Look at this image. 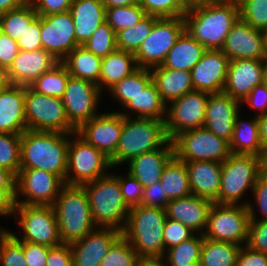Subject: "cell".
I'll return each instance as SVG.
<instances>
[{
  "instance_id": "1",
  "label": "cell",
  "mask_w": 267,
  "mask_h": 266,
  "mask_svg": "<svg viewBox=\"0 0 267 266\" xmlns=\"http://www.w3.org/2000/svg\"><path fill=\"white\" fill-rule=\"evenodd\" d=\"M236 1L216 0L190 8L184 15L185 30L207 50H220L238 20Z\"/></svg>"
},
{
  "instance_id": "2",
  "label": "cell",
  "mask_w": 267,
  "mask_h": 266,
  "mask_svg": "<svg viewBox=\"0 0 267 266\" xmlns=\"http://www.w3.org/2000/svg\"><path fill=\"white\" fill-rule=\"evenodd\" d=\"M71 133L25 130L21 134L20 169H39L64 183Z\"/></svg>"
},
{
  "instance_id": "3",
  "label": "cell",
  "mask_w": 267,
  "mask_h": 266,
  "mask_svg": "<svg viewBox=\"0 0 267 266\" xmlns=\"http://www.w3.org/2000/svg\"><path fill=\"white\" fill-rule=\"evenodd\" d=\"M165 209L139 205L130 208L122 235L139 258H164Z\"/></svg>"
},
{
  "instance_id": "4",
  "label": "cell",
  "mask_w": 267,
  "mask_h": 266,
  "mask_svg": "<svg viewBox=\"0 0 267 266\" xmlns=\"http://www.w3.org/2000/svg\"><path fill=\"white\" fill-rule=\"evenodd\" d=\"M52 206L62 243L70 244L82 239L97 228L83 186L65 184Z\"/></svg>"
},
{
  "instance_id": "5",
  "label": "cell",
  "mask_w": 267,
  "mask_h": 266,
  "mask_svg": "<svg viewBox=\"0 0 267 266\" xmlns=\"http://www.w3.org/2000/svg\"><path fill=\"white\" fill-rule=\"evenodd\" d=\"M82 186L88 195L94 224L122 232L130 209L124 202L118 175L108 173Z\"/></svg>"
},
{
  "instance_id": "6",
  "label": "cell",
  "mask_w": 267,
  "mask_h": 266,
  "mask_svg": "<svg viewBox=\"0 0 267 266\" xmlns=\"http://www.w3.org/2000/svg\"><path fill=\"white\" fill-rule=\"evenodd\" d=\"M168 140L164 120L124 117L116 152L110 158L111 165L113 168L123 166L142 153L161 148Z\"/></svg>"
},
{
  "instance_id": "7",
  "label": "cell",
  "mask_w": 267,
  "mask_h": 266,
  "mask_svg": "<svg viewBox=\"0 0 267 266\" xmlns=\"http://www.w3.org/2000/svg\"><path fill=\"white\" fill-rule=\"evenodd\" d=\"M263 171V158L251 154H233L222 163L219 204H242L239 201L253 189L258 175Z\"/></svg>"
},
{
  "instance_id": "8",
  "label": "cell",
  "mask_w": 267,
  "mask_h": 266,
  "mask_svg": "<svg viewBox=\"0 0 267 266\" xmlns=\"http://www.w3.org/2000/svg\"><path fill=\"white\" fill-rule=\"evenodd\" d=\"M71 136L65 184L82 186L108 174L106 170L113 168L110 158L82 139L76 132L71 133Z\"/></svg>"
},
{
  "instance_id": "9",
  "label": "cell",
  "mask_w": 267,
  "mask_h": 266,
  "mask_svg": "<svg viewBox=\"0 0 267 266\" xmlns=\"http://www.w3.org/2000/svg\"><path fill=\"white\" fill-rule=\"evenodd\" d=\"M18 214L16 223L22 228V237L10 232L18 241H26L48 247L62 244L53 206L14 204L10 215Z\"/></svg>"
},
{
  "instance_id": "10",
  "label": "cell",
  "mask_w": 267,
  "mask_h": 266,
  "mask_svg": "<svg viewBox=\"0 0 267 266\" xmlns=\"http://www.w3.org/2000/svg\"><path fill=\"white\" fill-rule=\"evenodd\" d=\"M250 221L246 205L214 202L203 236L215 241L246 245Z\"/></svg>"
},
{
  "instance_id": "11",
  "label": "cell",
  "mask_w": 267,
  "mask_h": 266,
  "mask_svg": "<svg viewBox=\"0 0 267 266\" xmlns=\"http://www.w3.org/2000/svg\"><path fill=\"white\" fill-rule=\"evenodd\" d=\"M25 118L33 131L74 133L61 98L36 93L25 86Z\"/></svg>"
},
{
  "instance_id": "12",
  "label": "cell",
  "mask_w": 267,
  "mask_h": 266,
  "mask_svg": "<svg viewBox=\"0 0 267 266\" xmlns=\"http://www.w3.org/2000/svg\"><path fill=\"white\" fill-rule=\"evenodd\" d=\"M184 30L183 16L157 18L150 34L134 54L138 67L152 69L161 66Z\"/></svg>"
},
{
  "instance_id": "13",
  "label": "cell",
  "mask_w": 267,
  "mask_h": 266,
  "mask_svg": "<svg viewBox=\"0 0 267 266\" xmlns=\"http://www.w3.org/2000/svg\"><path fill=\"white\" fill-rule=\"evenodd\" d=\"M172 141L175 155L183 161L223 163L231 154L229 142L205 127L183 131Z\"/></svg>"
},
{
  "instance_id": "14",
  "label": "cell",
  "mask_w": 267,
  "mask_h": 266,
  "mask_svg": "<svg viewBox=\"0 0 267 266\" xmlns=\"http://www.w3.org/2000/svg\"><path fill=\"white\" fill-rule=\"evenodd\" d=\"M209 95L210 93L194 90L167 105L165 129L169 140L183 131L204 127Z\"/></svg>"
},
{
  "instance_id": "15",
  "label": "cell",
  "mask_w": 267,
  "mask_h": 266,
  "mask_svg": "<svg viewBox=\"0 0 267 266\" xmlns=\"http://www.w3.org/2000/svg\"><path fill=\"white\" fill-rule=\"evenodd\" d=\"M65 183L55 174L39 169H20L16 176L14 204L52 206ZM25 196L19 200L20 196Z\"/></svg>"
},
{
  "instance_id": "16",
  "label": "cell",
  "mask_w": 267,
  "mask_h": 266,
  "mask_svg": "<svg viewBox=\"0 0 267 266\" xmlns=\"http://www.w3.org/2000/svg\"><path fill=\"white\" fill-rule=\"evenodd\" d=\"M101 95L102 92L98 85L83 79L69 77L61 99L69 123L76 130L97 115Z\"/></svg>"
},
{
  "instance_id": "17",
  "label": "cell",
  "mask_w": 267,
  "mask_h": 266,
  "mask_svg": "<svg viewBox=\"0 0 267 266\" xmlns=\"http://www.w3.org/2000/svg\"><path fill=\"white\" fill-rule=\"evenodd\" d=\"M74 22L69 11L40 16L42 47L61 62L77 46Z\"/></svg>"
},
{
  "instance_id": "18",
  "label": "cell",
  "mask_w": 267,
  "mask_h": 266,
  "mask_svg": "<svg viewBox=\"0 0 267 266\" xmlns=\"http://www.w3.org/2000/svg\"><path fill=\"white\" fill-rule=\"evenodd\" d=\"M123 122L124 116L120 114V111L99 113L82 124L76 133L111 158L116 152Z\"/></svg>"
},
{
  "instance_id": "19",
  "label": "cell",
  "mask_w": 267,
  "mask_h": 266,
  "mask_svg": "<svg viewBox=\"0 0 267 266\" xmlns=\"http://www.w3.org/2000/svg\"><path fill=\"white\" fill-rule=\"evenodd\" d=\"M266 60H230L223 92L240 103L257 85L266 81Z\"/></svg>"
},
{
  "instance_id": "20",
  "label": "cell",
  "mask_w": 267,
  "mask_h": 266,
  "mask_svg": "<svg viewBox=\"0 0 267 266\" xmlns=\"http://www.w3.org/2000/svg\"><path fill=\"white\" fill-rule=\"evenodd\" d=\"M230 60H266L262 31L254 29L240 17L233 24L220 49Z\"/></svg>"
},
{
  "instance_id": "21",
  "label": "cell",
  "mask_w": 267,
  "mask_h": 266,
  "mask_svg": "<svg viewBox=\"0 0 267 266\" xmlns=\"http://www.w3.org/2000/svg\"><path fill=\"white\" fill-rule=\"evenodd\" d=\"M121 236L118 229L97 227L84 238L70 243L73 266H99Z\"/></svg>"
},
{
  "instance_id": "22",
  "label": "cell",
  "mask_w": 267,
  "mask_h": 266,
  "mask_svg": "<svg viewBox=\"0 0 267 266\" xmlns=\"http://www.w3.org/2000/svg\"><path fill=\"white\" fill-rule=\"evenodd\" d=\"M229 61L221 50H206L191 69L194 90L210 94L223 92Z\"/></svg>"
},
{
  "instance_id": "23",
  "label": "cell",
  "mask_w": 267,
  "mask_h": 266,
  "mask_svg": "<svg viewBox=\"0 0 267 266\" xmlns=\"http://www.w3.org/2000/svg\"><path fill=\"white\" fill-rule=\"evenodd\" d=\"M241 103L228 94L213 93L208 97L204 127L228 142L232 139Z\"/></svg>"
},
{
  "instance_id": "24",
  "label": "cell",
  "mask_w": 267,
  "mask_h": 266,
  "mask_svg": "<svg viewBox=\"0 0 267 266\" xmlns=\"http://www.w3.org/2000/svg\"><path fill=\"white\" fill-rule=\"evenodd\" d=\"M58 63L59 61L44 49L20 50L8 69V78L11 85L29 86Z\"/></svg>"
},
{
  "instance_id": "25",
  "label": "cell",
  "mask_w": 267,
  "mask_h": 266,
  "mask_svg": "<svg viewBox=\"0 0 267 266\" xmlns=\"http://www.w3.org/2000/svg\"><path fill=\"white\" fill-rule=\"evenodd\" d=\"M213 201L190 194L170 200L165 208L169 219L189 227L196 234H203Z\"/></svg>"
},
{
  "instance_id": "26",
  "label": "cell",
  "mask_w": 267,
  "mask_h": 266,
  "mask_svg": "<svg viewBox=\"0 0 267 266\" xmlns=\"http://www.w3.org/2000/svg\"><path fill=\"white\" fill-rule=\"evenodd\" d=\"M175 155L174 144L168 140L161 148L142 153L128 163V173L145 188L160 181L164 167Z\"/></svg>"
},
{
  "instance_id": "27",
  "label": "cell",
  "mask_w": 267,
  "mask_h": 266,
  "mask_svg": "<svg viewBox=\"0 0 267 266\" xmlns=\"http://www.w3.org/2000/svg\"><path fill=\"white\" fill-rule=\"evenodd\" d=\"M25 130V86L10 85L0 91V132L22 134Z\"/></svg>"
},
{
  "instance_id": "28",
  "label": "cell",
  "mask_w": 267,
  "mask_h": 266,
  "mask_svg": "<svg viewBox=\"0 0 267 266\" xmlns=\"http://www.w3.org/2000/svg\"><path fill=\"white\" fill-rule=\"evenodd\" d=\"M193 195L215 201L219 195L222 163L184 161Z\"/></svg>"
},
{
  "instance_id": "29",
  "label": "cell",
  "mask_w": 267,
  "mask_h": 266,
  "mask_svg": "<svg viewBox=\"0 0 267 266\" xmlns=\"http://www.w3.org/2000/svg\"><path fill=\"white\" fill-rule=\"evenodd\" d=\"M74 22L78 45H83L106 21V8L103 0H73L69 9Z\"/></svg>"
},
{
  "instance_id": "30",
  "label": "cell",
  "mask_w": 267,
  "mask_h": 266,
  "mask_svg": "<svg viewBox=\"0 0 267 266\" xmlns=\"http://www.w3.org/2000/svg\"><path fill=\"white\" fill-rule=\"evenodd\" d=\"M162 101L168 105L184 94L194 91L191 71L157 66L150 69Z\"/></svg>"
},
{
  "instance_id": "31",
  "label": "cell",
  "mask_w": 267,
  "mask_h": 266,
  "mask_svg": "<svg viewBox=\"0 0 267 266\" xmlns=\"http://www.w3.org/2000/svg\"><path fill=\"white\" fill-rule=\"evenodd\" d=\"M139 67L134 53L117 49L102 58L99 89L103 93L123 78L132 75Z\"/></svg>"
},
{
  "instance_id": "32",
  "label": "cell",
  "mask_w": 267,
  "mask_h": 266,
  "mask_svg": "<svg viewBox=\"0 0 267 266\" xmlns=\"http://www.w3.org/2000/svg\"><path fill=\"white\" fill-rule=\"evenodd\" d=\"M207 49L193 38L186 30L178 37L169 50L162 67L191 71Z\"/></svg>"
},
{
  "instance_id": "33",
  "label": "cell",
  "mask_w": 267,
  "mask_h": 266,
  "mask_svg": "<svg viewBox=\"0 0 267 266\" xmlns=\"http://www.w3.org/2000/svg\"><path fill=\"white\" fill-rule=\"evenodd\" d=\"M123 107L128 109V114L127 111L126 113L120 112L124 117L131 116L136 118L137 116V118H153L164 121L166 119L167 105L162 101L153 81H151L136 96L132 97ZM129 110H131V112ZM129 112L131 115H129ZM132 112H134V116Z\"/></svg>"
},
{
  "instance_id": "34",
  "label": "cell",
  "mask_w": 267,
  "mask_h": 266,
  "mask_svg": "<svg viewBox=\"0 0 267 266\" xmlns=\"http://www.w3.org/2000/svg\"><path fill=\"white\" fill-rule=\"evenodd\" d=\"M101 62L102 58L88 51L83 45L77 46L61 61L70 76L89 81L98 87Z\"/></svg>"
},
{
  "instance_id": "35",
  "label": "cell",
  "mask_w": 267,
  "mask_h": 266,
  "mask_svg": "<svg viewBox=\"0 0 267 266\" xmlns=\"http://www.w3.org/2000/svg\"><path fill=\"white\" fill-rule=\"evenodd\" d=\"M238 115L235 120L232 139L229 142L230 151L233 154H251L264 157L265 151L261 146L258 119L239 120Z\"/></svg>"
},
{
  "instance_id": "36",
  "label": "cell",
  "mask_w": 267,
  "mask_h": 266,
  "mask_svg": "<svg viewBox=\"0 0 267 266\" xmlns=\"http://www.w3.org/2000/svg\"><path fill=\"white\" fill-rule=\"evenodd\" d=\"M160 183L170 200L192 194L185 162L176 155L164 167Z\"/></svg>"
},
{
  "instance_id": "37",
  "label": "cell",
  "mask_w": 267,
  "mask_h": 266,
  "mask_svg": "<svg viewBox=\"0 0 267 266\" xmlns=\"http://www.w3.org/2000/svg\"><path fill=\"white\" fill-rule=\"evenodd\" d=\"M240 245L204 238L199 266H237Z\"/></svg>"
},
{
  "instance_id": "38",
  "label": "cell",
  "mask_w": 267,
  "mask_h": 266,
  "mask_svg": "<svg viewBox=\"0 0 267 266\" xmlns=\"http://www.w3.org/2000/svg\"><path fill=\"white\" fill-rule=\"evenodd\" d=\"M203 234H195L190 239L166 250L163 259L167 266H199Z\"/></svg>"
},
{
  "instance_id": "39",
  "label": "cell",
  "mask_w": 267,
  "mask_h": 266,
  "mask_svg": "<svg viewBox=\"0 0 267 266\" xmlns=\"http://www.w3.org/2000/svg\"><path fill=\"white\" fill-rule=\"evenodd\" d=\"M38 16L29 2L20 8L3 13L0 15L2 33L17 41Z\"/></svg>"
},
{
  "instance_id": "40",
  "label": "cell",
  "mask_w": 267,
  "mask_h": 266,
  "mask_svg": "<svg viewBox=\"0 0 267 266\" xmlns=\"http://www.w3.org/2000/svg\"><path fill=\"white\" fill-rule=\"evenodd\" d=\"M70 74L59 62L51 70L44 72L29 87L36 93L62 98Z\"/></svg>"
},
{
  "instance_id": "41",
  "label": "cell",
  "mask_w": 267,
  "mask_h": 266,
  "mask_svg": "<svg viewBox=\"0 0 267 266\" xmlns=\"http://www.w3.org/2000/svg\"><path fill=\"white\" fill-rule=\"evenodd\" d=\"M152 81L150 69L139 68L129 77L123 78L108 91L112 98H116L124 106L132 97L136 96Z\"/></svg>"
},
{
  "instance_id": "42",
  "label": "cell",
  "mask_w": 267,
  "mask_h": 266,
  "mask_svg": "<svg viewBox=\"0 0 267 266\" xmlns=\"http://www.w3.org/2000/svg\"><path fill=\"white\" fill-rule=\"evenodd\" d=\"M158 17L147 15L131 28H126L116 34L119 50L136 53L144 39L150 34Z\"/></svg>"
},
{
  "instance_id": "43",
  "label": "cell",
  "mask_w": 267,
  "mask_h": 266,
  "mask_svg": "<svg viewBox=\"0 0 267 266\" xmlns=\"http://www.w3.org/2000/svg\"><path fill=\"white\" fill-rule=\"evenodd\" d=\"M146 16L147 14L139 4L106 8V22L116 34L123 29L133 27Z\"/></svg>"
},
{
  "instance_id": "44",
  "label": "cell",
  "mask_w": 267,
  "mask_h": 266,
  "mask_svg": "<svg viewBox=\"0 0 267 266\" xmlns=\"http://www.w3.org/2000/svg\"><path fill=\"white\" fill-rule=\"evenodd\" d=\"M83 46L100 58L116 51L117 39L116 33L112 27L105 21L96 29L92 36L83 44Z\"/></svg>"
},
{
  "instance_id": "45",
  "label": "cell",
  "mask_w": 267,
  "mask_h": 266,
  "mask_svg": "<svg viewBox=\"0 0 267 266\" xmlns=\"http://www.w3.org/2000/svg\"><path fill=\"white\" fill-rule=\"evenodd\" d=\"M21 134L0 132V167L17 176L20 170Z\"/></svg>"
},
{
  "instance_id": "46",
  "label": "cell",
  "mask_w": 267,
  "mask_h": 266,
  "mask_svg": "<svg viewBox=\"0 0 267 266\" xmlns=\"http://www.w3.org/2000/svg\"><path fill=\"white\" fill-rule=\"evenodd\" d=\"M0 265L28 266L22 244L9 230L0 228Z\"/></svg>"
},
{
  "instance_id": "47",
  "label": "cell",
  "mask_w": 267,
  "mask_h": 266,
  "mask_svg": "<svg viewBox=\"0 0 267 266\" xmlns=\"http://www.w3.org/2000/svg\"><path fill=\"white\" fill-rule=\"evenodd\" d=\"M138 254L122 235L107 252L99 266H136Z\"/></svg>"
},
{
  "instance_id": "48",
  "label": "cell",
  "mask_w": 267,
  "mask_h": 266,
  "mask_svg": "<svg viewBox=\"0 0 267 266\" xmlns=\"http://www.w3.org/2000/svg\"><path fill=\"white\" fill-rule=\"evenodd\" d=\"M239 15L242 20L254 29H267V0H240Z\"/></svg>"
},
{
  "instance_id": "49",
  "label": "cell",
  "mask_w": 267,
  "mask_h": 266,
  "mask_svg": "<svg viewBox=\"0 0 267 266\" xmlns=\"http://www.w3.org/2000/svg\"><path fill=\"white\" fill-rule=\"evenodd\" d=\"M250 202H245L243 205H246L248 208L250 216L248 240L246 246L251 250L266 253L267 254V220H259L260 218L256 217V209Z\"/></svg>"
},
{
  "instance_id": "50",
  "label": "cell",
  "mask_w": 267,
  "mask_h": 266,
  "mask_svg": "<svg viewBox=\"0 0 267 266\" xmlns=\"http://www.w3.org/2000/svg\"><path fill=\"white\" fill-rule=\"evenodd\" d=\"M145 13L158 18L182 17L189 9L181 0H138Z\"/></svg>"
},
{
  "instance_id": "51",
  "label": "cell",
  "mask_w": 267,
  "mask_h": 266,
  "mask_svg": "<svg viewBox=\"0 0 267 266\" xmlns=\"http://www.w3.org/2000/svg\"><path fill=\"white\" fill-rule=\"evenodd\" d=\"M16 176L9 170L0 167V216H10L15 203Z\"/></svg>"
},
{
  "instance_id": "52",
  "label": "cell",
  "mask_w": 267,
  "mask_h": 266,
  "mask_svg": "<svg viewBox=\"0 0 267 266\" xmlns=\"http://www.w3.org/2000/svg\"><path fill=\"white\" fill-rule=\"evenodd\" d=\"M118 175L119 184L125 204L128 208L141 205L144 187L142 183L135 179L130 173L128 175Z\"/></svg>"
},
{
  "instance_id": "53",
  "label": "cell",
  "mask_w": 267,
  "mask_h": 266,
  "mask_svg": "<svg viewBox=\"0 0 267 266\" xmlns=\"http://www.w3.org/2000/svg\"><path fill=\"white\" fill-rule=\"evenodd\" d=\"M194 233L189 227L182 223L166 218L164 225V249L165 251L175 245L193 237Z\"/></svg>"
},
{
  "instance_id": "54",
  "label": "cell",
  "mask_w": 267,
  "mask_h": 266,
  "mask_svg": "<svg viewBox=\"0 0 267 266\" xmlns=\"http://www.w3.org/2000/svg\"><path fill=\"white\" fill-rule=\"evenodd\" d=\"M20 50L33 51L43 49L40 35V16H38L17 40Z\"/></svg>"
},
{
  "instance_id": "55",
  "label": "cell",
  "mask_w": 267,
  "mask_h": 266,
  "mask_svg": "<svg viewBox=\"0 0 267 266\" xmlns=\"http://www.w3.org/2000/svg\"><path fill=\"white\" fill-rule=\"evenodd\" d=\"M169 201L159 181L144 188L141 205L165 209Z\"/></svg>"
},
{
  "instance_id": "56",
  "label": "cell",
  "mask_w": 267,
  "mask_h": 266,
  "mask_svg": "<svg viewBox=\"0 0 267 266\" xmlns=\"http://www.w3.org/2000/svg\"><path fill=\"white\" fill-rule=\"evenodd\" d=\"M39 16L69 11L73 0H28Z\"/></svg>"
},
{
  "instance_id": "57",
  "label": "cell",
  "mask_w": 267,
  "mask_h": 266,
  "mask_svg": "<svg viewBox=\"0 0 267 266\" xmlns=\"http://www.w3.org/2000/svg\"><path fill=\"white\" fill-rule=\"evenodd\" d=\"M19 242L23 246L25 260L28 266H46L48 251L51 247L26 241Z\"/></svg>"
},
{
  "instance_id": "58",
  "label": "cell",
  "mask_w": 267,
  "mask_h": 266,
  "mask_svg": "<svg viewBox=\"0 0 267 266\" xmlns=\"http://www.w3.org/2000/svg\"><path fill=\"white\" fill-rule=\"evenodd\" d=\"M241 103L249 104L255 112L258 109L256 117L264 115L267 112V82L255 86Z\"/></svg>"
},
{
  "instance_id": "59",
  "label": "cell",
  "mask_w": 267,
  "mask_h": 266,
  "mask_svg": "<svg viewBox=\"0 0 267 266\" xmlns=\"http://www.w3.org/2000/svg\"><path fill=\"white\" fill-rule=\"evenodd\" d=\"M46 266H73L72 252L69 244L62 243L48 251Z\"/></svg>"
},
{
  "instance_id": "60",
  "label": "cell",
  "mask_w": 267,
  "mask_h": 266,
  "mask_svg": "<svg viewBox=\"0 0 267 266\" xmlns=\"http://www.w3.org/2000/svg\"><path fill=\"white\" fill-rule=\"evenodd\" d=\"M255 197V202L258 206V211L261 213L263 221L267 220V173L263 170L257 178L256 184L252 189Z\"/></svg>"
},
{
  "instance_id": "61",
  "label": "cell",
  "mask_w": 267,
  "mask_h": 266,
  "mask_svg": "<svg viewBox=\"0 0 267 266\" xmlns=\"http://www.w3.org/2000/svg\"><path fill=\"white\" fill-rule=\"evenodd\" d=\"M19 51L17 41L2 33L0 36V65L8 70Z\"/></svg>"
},
{
  "instance_id": "62",
  "label": "cell",
  "mask_w": 267,
  "mask_h": 266,
  "mask_svg": "<svg viewBox=\"0 0 267 266\" xmlns=\"http://www.w3.org/2000/svg\"><path fill=\"white\" fill-rule=\"evenodd\" d=\"M237 266H267V254L243 245L238 253Z\"/></svg>"
},
{
  "instance_id": "63",
  "label": "cell",
  "mask_w": 267,
  "mask_h": 266,
  "mask_svg": "<svg viewBox=\"0 0 267 266\" xmlns=\"http://www.w3.org/2000/svg\"><path fill=\"white\" fill-rule=\"evenodd\" d=\"M258 119V129H259V136L261 141V146L263 150L267 151V112L257 117Z\"/></svg>"
},
{
  "instance_id": "64",
  "label": "cell",
  "mask_w": 267,
  "mask_h": 266,
  "mask_svg": "<svg viewBox=\"0 0 267 266\" xmlns=\"http://www.w3.org/2000/svg\"><path fill=\"white\" fill-rule=\"evenodd\" d=\"M28 3V0H0V15L10 10L20 8Z\"/></svg>"
},
{
  "instance_id": "65",
  "label": "cell",
  "mask_w": 267,
  "mask_h": 266,
  "mask_svg": "<svg viewBox=\"0 0 267 266\" xmlns=\"http://www.w3.org/2000/svg\"><path fill=\"white\" fill-rule=\"evenodd\" d=\"M105 8L123 7L138 4V0H103Z\"/></svg>"
},
{
  "instance_id": "66",
  "label": "cell",
  "mask_w": 267,
  "mask_h": 266,
  "mask_svg": "<svg viewBox=\"0 0 267 266\" xmlns=\"http://www.w3.org/2000/svg\"><path fill=\"white\" fill-rule=\"evenodd\" d=\"M163 258H140L136 264V266H167V264H164Z\"/></svg>"
},
{
  "instance_id": "67",
  "label": "cell",
  "mask_w": 267,
  "mask_h": 266,
  "mask_svg": "<svg viewBox=\"0 0 267 266\" xmlns=\"http://www.w3.org/2000/svg\"><path fill=\"white\" fill-rule=\"evenodd\" d=\"M10 85L8 70L0 65V91L6 90Z\"/></svg>"
},
{
  "instance_id": "68",
  "label": "cell",
  "mask_w": 267,
  "mask_h": 266,
  "mask_svg": "<svg viewBox=\"0 0 267 266\" xmlns=\"http://www.w3.org/2000/svg\"><path fill=\"white\" fill-rule=\"evenodd\" d=\"M216 0H181V2L188 8H193L196 6L204 5L206 3H210Z\"/></svg>"
},
{
  "instance_id": "69",
  "label": "cell",
  "mask_w": 267,
  "mask_h": 266,
  "mask_svg": "<svg viewBox=\"0 0 267 266\" xmlns=\"http://www.w3.org/2000/svg\"><path fill=\"white\" fill-rule=\"evenodd\" d=\"M262 33H263V37H264L265 52H266V55H267V29L264 30Z\"/></svg>"
},
{
  "instance_id": "70",
  "label": "cell",
  "mask_w": 267,
  "mask_h": 266,
  "mask_svg": "<svg viewBox=\"0 0 267 266\" xmlns=\"http://www.w3.org/2000/svg\"><path fill=\"white\" fill-rule=\"evenodd\" d=\"M263 170L267 173V151L263 157Z\"/></svg>"
},
{
  "instance_id": "71",
  "label": "cell",
  "mask_w": 267,
  "mask_h": 266,
  "mask_svg": "<svg viewBox=\"0 0 267 266\" xmlns=\"http://www.w3.org/2000/svg\"><path fill=\"white\" fill-rule=\"evenodd\" d=\"M223 1H236V2H239L240 0H223Z\"/></svg>"
}]
</instances>
